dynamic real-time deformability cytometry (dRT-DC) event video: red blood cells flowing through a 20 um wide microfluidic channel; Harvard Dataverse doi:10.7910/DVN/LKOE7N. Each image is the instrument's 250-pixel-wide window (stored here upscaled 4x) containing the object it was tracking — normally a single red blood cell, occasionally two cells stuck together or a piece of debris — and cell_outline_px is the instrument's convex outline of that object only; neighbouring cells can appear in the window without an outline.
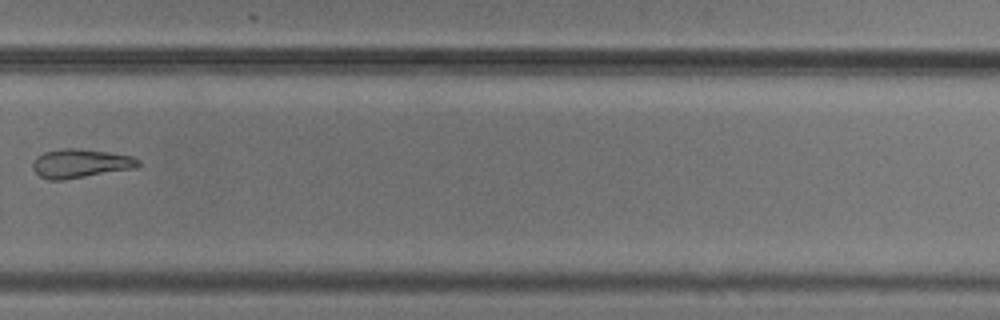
{"species": "common noctule bat (a hibernating species)", "species_latin": "Nyctalus noctula", "temperature_condition": "cold", "stored_images_in_passage": 10, "camera_frame_rate_fps": 3000, "um_per_image_px": 0.085, "animal": {"sex": "male", "body_mass_g": 20.5, "forearm_length_mm": 52.5}, "frame": {"image": 1, "passage_image": 10, "time_ms": 3.0, "image_size_px": [1000, 320], "cell_outline_px": [[140, 164], [136, 168], [64, 180], [48, 180], [40, 176], [32, 168], [32, 164], [36, 156], [44, 152], [64, 148], [76, 148], [108, 152], [132, 156], [140, 160]], "centroid_in_image_um": [6.83, 13.89], "position_along_channel_um": 323.0, "area_um2": 17.8}}